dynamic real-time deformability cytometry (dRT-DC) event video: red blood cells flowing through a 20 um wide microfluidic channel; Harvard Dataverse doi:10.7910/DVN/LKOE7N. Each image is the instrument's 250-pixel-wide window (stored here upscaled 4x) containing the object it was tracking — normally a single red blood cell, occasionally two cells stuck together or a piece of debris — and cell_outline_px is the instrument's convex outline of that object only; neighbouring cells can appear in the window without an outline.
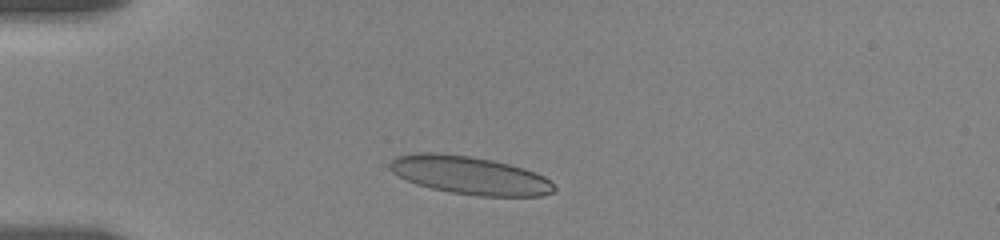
{"species": "human", "species_latin": "Homo sapiens", "temperature_condition": "room temperature", "stored_images_in_passage": 5, "camera_frame_rate_fps": 3000, "um_per_image_px": 0.085, "donor": {"sex": "female"}, "frame": {"image": 1, "passage_image": 1, "time_ms": 0.0, "image_size_px": [1000, 240], "cell_outline_px": [[556, 188], [552, 192], [540, 196], [480, 196], [452, 192], [432, 188], [416, 184], [392, 172], [388, 168], [388, 164], [396, 156], [416, 152], [436, 152], [472, 156], [492, 160], [524, 168], [536, 172], [544, 176]], "centroid_in_image_um": [39.9, 14.88], "position_along_channel_um": 45.1, "area_um2": 36.41}}